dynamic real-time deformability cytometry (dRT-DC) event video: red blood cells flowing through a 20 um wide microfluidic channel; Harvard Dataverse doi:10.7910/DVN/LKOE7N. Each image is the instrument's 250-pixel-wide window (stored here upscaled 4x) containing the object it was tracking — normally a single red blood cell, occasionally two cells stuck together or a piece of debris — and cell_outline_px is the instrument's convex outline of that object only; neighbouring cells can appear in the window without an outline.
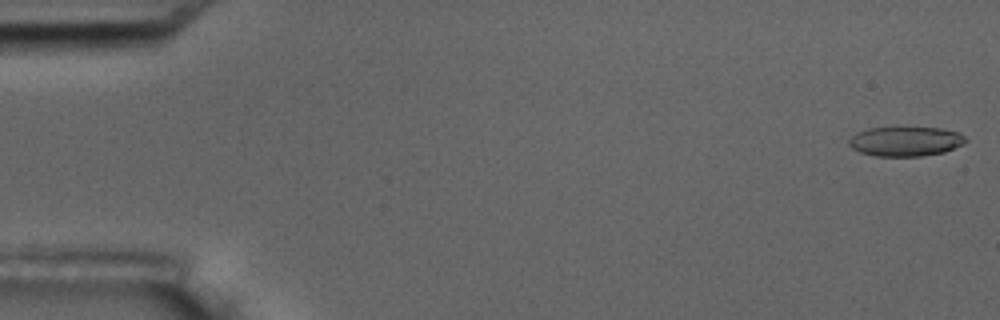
{"species": "common noctule bat (a hibernating species)", "species_latin": "Nyctalus noctula", "temperature_condition": "room temperature", "stored_images_in_passage": 17, "camera_frame_rate_fps": 3000, "um_per_image_px": 0.085, "animal": {"sex": "male", "body_mass_g": 17.5, "forearm_length_mm": 52.3}, "frame": {"image": 1, "passage_image": 1, "time_ms": 0.0, "image_size_px": [1000, 320], "cell_outline_px": [[968, 140], [964, 144], [944, 152], [920, 156], [876, 156], [860, 152], [852, 148], [848, 144], [848, 140], [856, 132], [868, 128], [896, 124], [940, 128], [960, 132]], "centroid_in_image_um": [76.96, 11.95], "position_along_channel_um": 8.0, "area_um2": 21.15}}
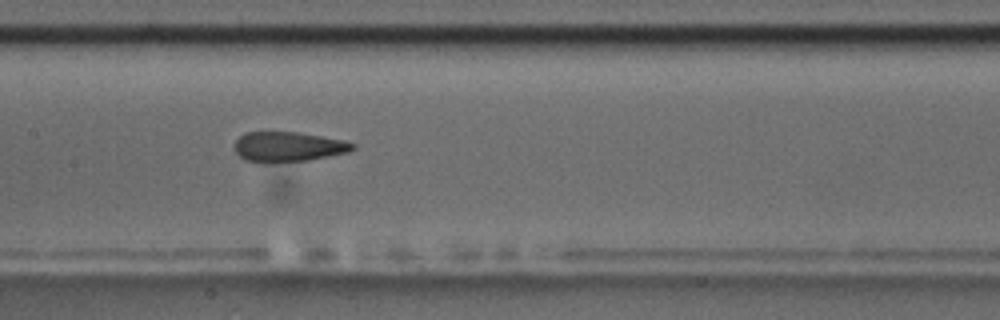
{"frame": {"image": 2, "passage_image": 9, "time_ms": 9.0, "image_size_px": [1000, 320], "cell_outline_px": [[356, 148], [348, 152], [308, 160], [244, 160], [232, 148], [232, 144], [244, 132], [296, 132], [344, 140], [356, 144]], "centroid_in_image_um": [24.5, 12.43], "position_along_channel_um": 182.9, "area_um2": 20.06}}
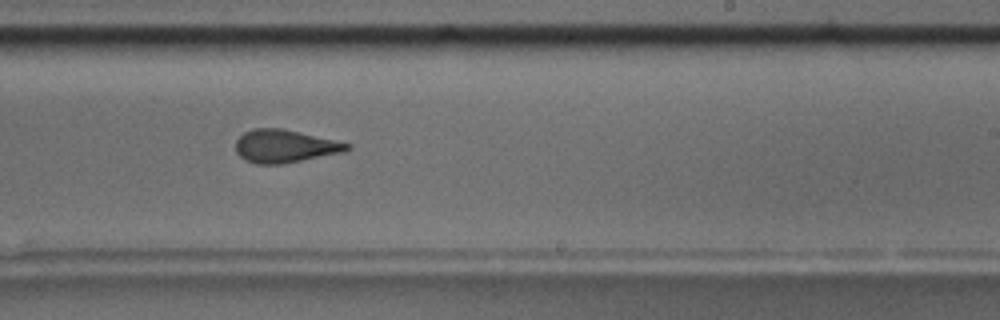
{"frame": {"image": 3, "passage_image": 11, "time_ms": 11.333, "image_size_px": [1000, 320], "cell_outline_px": [[352, 148], [344, 152], [280, 164], [256, 164], [244, 160], [236, 152], [236, 140], [244, 132], [252, 128], [280, 128], [336, 140], [352, 144]], "centroid_in_image_um": [24.2, 12.42], "position_along_channel_um": 264.8, "area_um2": 21.33}, "authors_computed_cell_mechanics": {"area_um2": 21.6172, "velocity_mm_per_s": 3.5193, "shape_relaxation_time_tau1_ms": null, "shape_relaxation_time_tau2_ms": 1.9484, "deformation_change_tau1": null, "deformation_change_tau2": 0.0765}}